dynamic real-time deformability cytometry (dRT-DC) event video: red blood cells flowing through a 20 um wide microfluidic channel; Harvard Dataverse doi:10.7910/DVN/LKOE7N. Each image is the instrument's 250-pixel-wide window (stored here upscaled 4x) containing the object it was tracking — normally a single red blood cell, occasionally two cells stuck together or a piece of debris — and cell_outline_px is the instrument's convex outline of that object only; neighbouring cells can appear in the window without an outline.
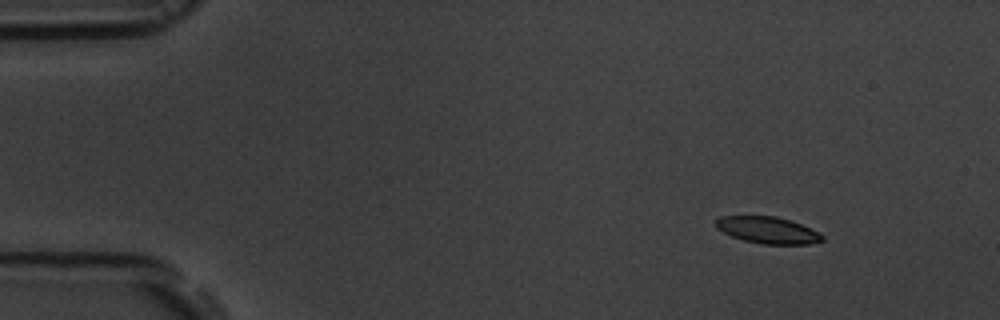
{"species": "common noctule bat (a hibernating species)", "species_latin": "Nyctalus noctula", "temperature_condition": "room temperature", "stored_images_in_passage": 3, "camera_frame_rate_fps": 3000, "um_per_image_px": 0.085, "animal": {"sex": "male", "body_mass_g": 19.5, "forearm_length_mm": 54.6}, "frame": {"image": 1, "passage_image": 1, "time_ms": 0.0, "image_size_px": [1000, 320], "cell_outline_px": [[824, 240], [808, 244], [764, 244], [744, 240], [732, 236], [716, 228], [716, 220], [720, 216], [776, 216], [800, 224], [820, 232], [824, 236]], "centroid_in_image_um": [65.27, 19.56], "position_along_channel_um": 19.7, "area_um2": 16.42}}
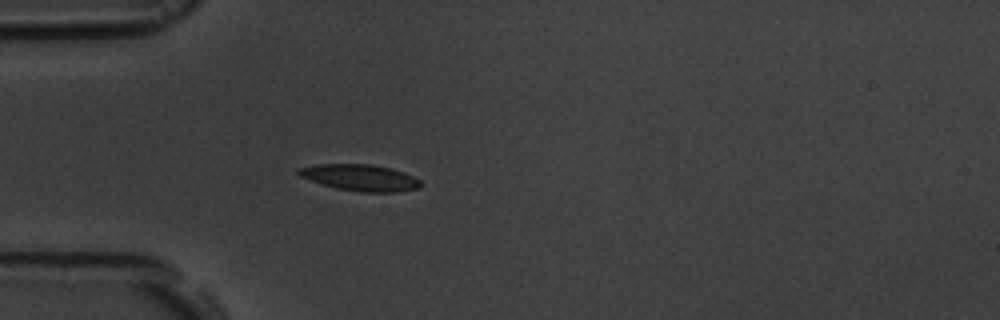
{"frame": {"image": 2, "passage_image": 3, "time_ms": 3.333, "image_size_px": [1000, 320], "cell_outline_px": [[420, 188], [396, 192], [360, 192], [336, 188], [300, 176], [296, 172], [296, 168], [316, 164], [372, 164], [388, 168], [412, 176], [420, 180]], "centroid_in_image_um": [30.58, 15.1], "position_along_channel_um": 54.4, "area_um2": 18.55}}